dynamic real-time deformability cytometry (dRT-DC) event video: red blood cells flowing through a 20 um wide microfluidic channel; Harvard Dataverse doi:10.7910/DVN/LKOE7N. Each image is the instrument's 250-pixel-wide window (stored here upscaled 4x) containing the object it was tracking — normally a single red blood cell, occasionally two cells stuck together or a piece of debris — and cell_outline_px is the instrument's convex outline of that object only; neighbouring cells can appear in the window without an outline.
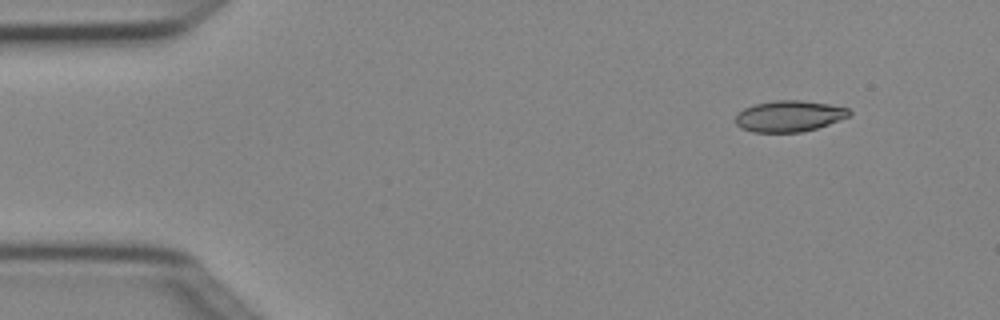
{"species": "Egyptian fruit bat (a non-hibernating species)", "species_latin": "Rousettus aegyptiacus", "temperature_condition": "cold", "stored_images_in_passage": 5, "camera_frame_rate_fps": 3000, "um_per_image_px": 0.085, "animal": {"sex": "female"}, "frame": {"image": 1, "passage_image": 2, "time_ms": 0.333, "image_size_px": [1000, 320], "cell_outline_px": [[852, 112], [848, 116], [828, 124], [816, 128], [800, 132], [752, 132], [740, 128], [736, 124], [736, 116], [744, 108], [756, 104], [776, 100], [800, 100], [828, 104], [848, 108]], "centroid_in_image_um": [67.06, 9.87], "position_along_channel_um": 17.9, "area_um2": 20.4}}
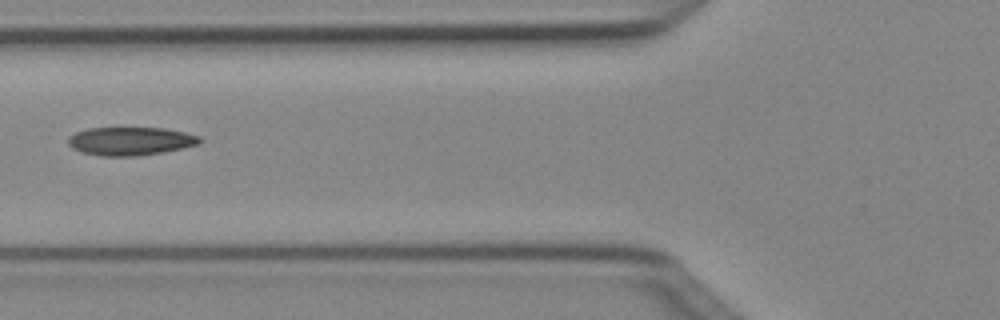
{"frame": {"image": 2, "passage_image": 5, "time_ms": 1.333, "image_size_px": [1000, 320], "cell_outline_px": [[200, 144], [184, 148], [164, 152], [136, 156], [100, 156], [80, 152], [72, 148], [68, 144], [68, 136], [76, 132], [88, 128], [164, 128], [184, 132], [200, 136]], "centroid_in_image_um": [11.07, 12.0], "position_along_channel_um": 114.7, "area_um2": 21.85}}